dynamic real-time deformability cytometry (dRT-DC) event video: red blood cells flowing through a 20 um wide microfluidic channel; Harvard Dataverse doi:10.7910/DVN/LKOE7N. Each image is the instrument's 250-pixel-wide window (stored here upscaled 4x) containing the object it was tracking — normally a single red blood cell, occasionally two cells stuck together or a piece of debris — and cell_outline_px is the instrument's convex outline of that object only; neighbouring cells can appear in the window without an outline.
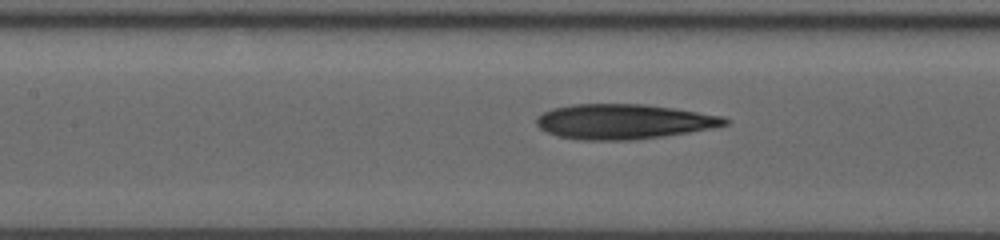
{"species": "human", "species_latin": "Homo sapiens", "temperature_condition": "room temperature", "stored_images_in_passage": 24, "camera_frame_rate_fps": 3000, "um_per_image_px": 0.085, "donor": {"sex": "male"}, "frame": {"image": 1, "passage_image": 21, "time_ms": 6.667, "image_size_px": [1000, 240], "cell_outline_px": [[728, 124], [712, 128], [664, 136], [632, 140], [584, 140], [556, 136], [540, 128], [536, 124], [536, 116], [552, 108], [572, 104], [644, 104], [672, 108], [724, 116], [728, 120]], "centroid_in_image_um": [52.98, 10.33], "position_along_channel_um": 154.4, "area_um2": 38.32}}